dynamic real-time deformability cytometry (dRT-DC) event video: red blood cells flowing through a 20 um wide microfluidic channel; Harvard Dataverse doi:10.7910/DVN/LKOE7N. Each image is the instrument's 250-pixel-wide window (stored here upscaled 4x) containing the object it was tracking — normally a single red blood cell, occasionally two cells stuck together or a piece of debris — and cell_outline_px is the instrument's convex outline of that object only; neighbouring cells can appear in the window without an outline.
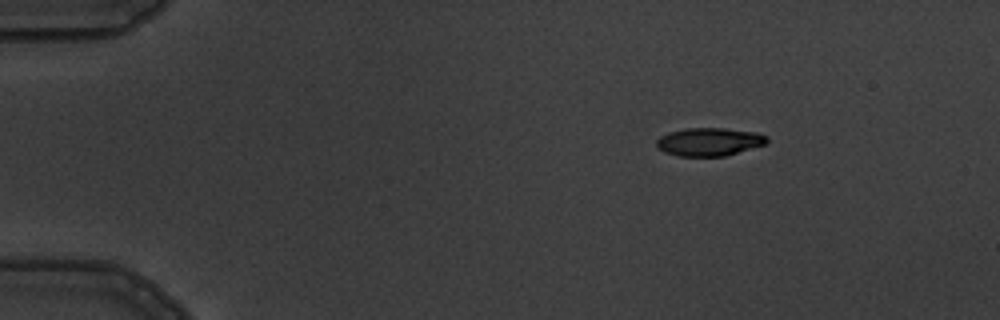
{"species": "common noctule bat (a hibernating species)", "species_latin": "Nyctalus noctula", "temperature_condition": "warm", "stored_images_in_passage": 7, "camera_frame_rate_fps": 3000, "um_per_image_px": 0.085, "animal": {"sex": "male", "body_mass_g": 19.5, "forearm_length_mm": 54.6}, "frame": {"image": 1, "passage_image": 2, "time_ms": 1.333, "image_size_px": [1000, 320], "cell_outline_px": [[768, 144], [724, 156], [680, 156], [664, 152], [656, 148], [656, 140], [660, 136], [668, 132], [688, 128], [724, 128], [756, 132], [768, 136]], "centroid_in_image_um": [60.29, 12.05], "position_along_channel_um": 24.7, "area_um2": 18.26}}
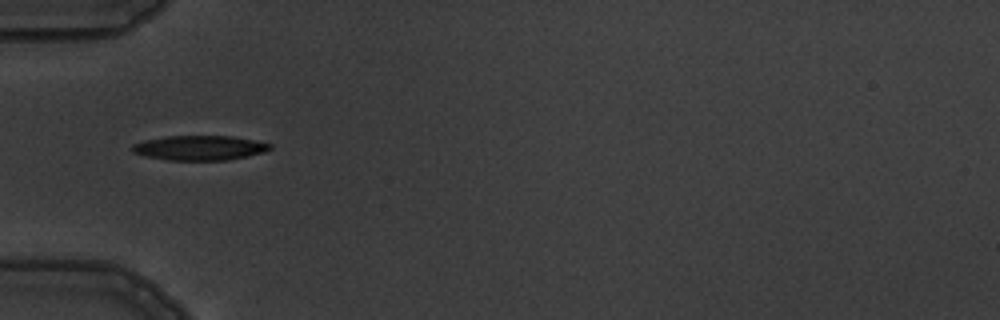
{"frame": {"image": 2, "passage_image": 5, "time_ms": 4.667, "image_size_px": [1000, 320], "cell_outline_px": [[272, 148], [264, 152], [248, 156], [228, 160], [168, 160], [144, 156], [132, 152], [132, 144], [144, 140], [164, 136], [232, 136], [272, 144]], "centroid_in_image_um": [16.94, 12.57], "position_along_channel_um": 68.1, "area_um2": 19.88}}